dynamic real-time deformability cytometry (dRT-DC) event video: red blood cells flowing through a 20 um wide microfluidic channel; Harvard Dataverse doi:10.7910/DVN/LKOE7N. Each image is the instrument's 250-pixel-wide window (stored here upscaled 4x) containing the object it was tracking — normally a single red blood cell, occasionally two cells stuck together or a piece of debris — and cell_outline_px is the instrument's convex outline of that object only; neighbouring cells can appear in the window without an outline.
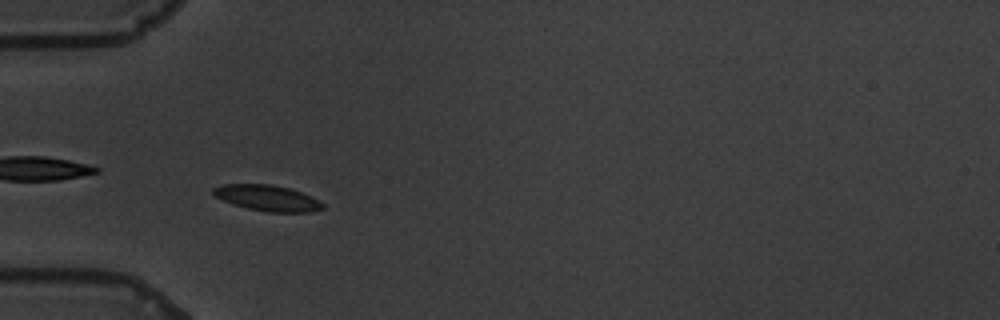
{"species": "common noctule bat (a hibernating species)", "species_latin": "Nyctalus noctula", "temperature_condition": "warm", "stored_images_in_passage": 38, "camera_frame_rate_fps": 3000, "um_per_image_px": 0.085, "animal": {"sex": "male", "body_mass_g": 19.5, "forearm_length_mm": 54.6}, "frame": {"image": 1, "passage_image": 12, "time_ms": 3.667, "image_size_px": [1000, 320], "cell_outline_px": [[324, 208], [308, 212], [268, 212], [248, 208], [232, 204], [216, 196], [212, 192], [212, 188], [224, 184], [272, 184], [288, 188], [300, 192], [324, 204]], "centroid_in_image_um": [22.69, 16.83], "position_along_channel_um": 62.3, "area_um2": 16.18}}